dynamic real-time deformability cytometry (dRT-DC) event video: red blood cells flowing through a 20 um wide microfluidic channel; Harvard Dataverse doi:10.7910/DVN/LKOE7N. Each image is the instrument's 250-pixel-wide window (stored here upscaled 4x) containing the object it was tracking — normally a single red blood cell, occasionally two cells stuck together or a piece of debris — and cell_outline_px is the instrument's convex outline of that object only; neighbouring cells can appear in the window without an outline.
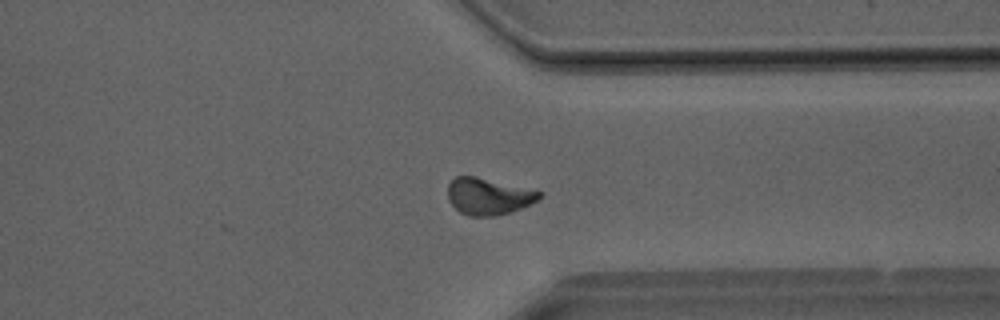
{"species": "Egyptian fruit bat (a non-hibernating species)", "species_latin": "Rousettus aegyptiacus", "temperature_condition": "room temperature", "stored_images_in_passage": 41, "camera_frame_rate_fps": 3000, "um_per_image_px": 0.085, "animal": {"sex": "male"}, "frame": {"image": 1, "passage_image": 32, "time_ms": 10.333, "image_size_px": [1000, 320], "cell_outline_px": [[544, 196], [532, 204], [512, 212], [496, 216], [468, 216], [460, 212], [448, 200], [448, 184], [456, 176], [476, 176], [544, 192]], "centroid_in_image_um": [41.55, 16.7], "position_along_channel_um": 369.8, "area_um2": 19.83}}
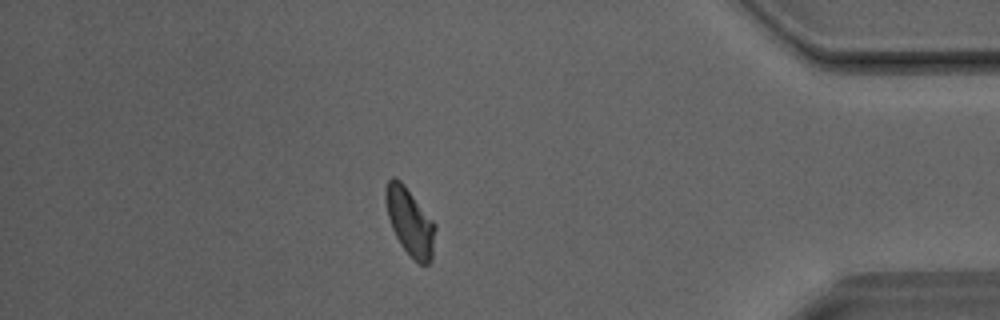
{"frame": {"image": 2, "passage_image": 36, "time_ms": 11.667, "image_size_px": [1000, 320], "cell_outline_px": [[436, 228], [432, 260], [428, 264], [420, 264], [400, 244], [392, 228], [388, 216], [384, 200], [384, 192], [388, 180], [392, 176], [396, 176], [404, 184], [436, 224]], "centroid_in_image_um": [34.84, 18.81], "position_along_channel_um": 400.4, "area_um2": 19.48}}